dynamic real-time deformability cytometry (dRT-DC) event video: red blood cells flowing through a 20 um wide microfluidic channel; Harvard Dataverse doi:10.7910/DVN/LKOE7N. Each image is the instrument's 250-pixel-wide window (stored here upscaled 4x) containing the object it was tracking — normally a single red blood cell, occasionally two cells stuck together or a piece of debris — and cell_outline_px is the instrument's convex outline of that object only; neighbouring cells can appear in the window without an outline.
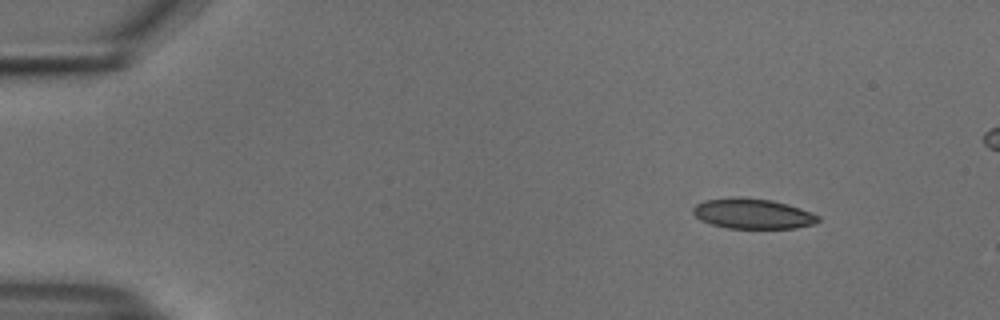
{"species": "common noctule bat (a hibernating species)", "species_latin": "Nyctalus noctula", "temperature_condition": "cold", "stored_images_in_passage": 47, "camera_frame_rate_fps": 3000, "um_per_image_px": 0.085, "animal": {"sex": "male", "body_mass_g": 18.8}, "frame": {"image": 1, "passage_image": 1, "time_ms": 0.0, "image_size_px": [1000, 320], "cell_outline_px": [[820, 220], [816, 224], [796, 228], [728, 228], [712, 224], [700, 220], [692, 212], [692, 208], [696, 204], [704, 200], [732, 196], [740, 196], [772, 200], [788, 204], [812, 212], [820, 216]], "centroid_in_image_um": [63.99, 18.15], "position_along_channel_um": 21.0, "area_um2": 22.37}}
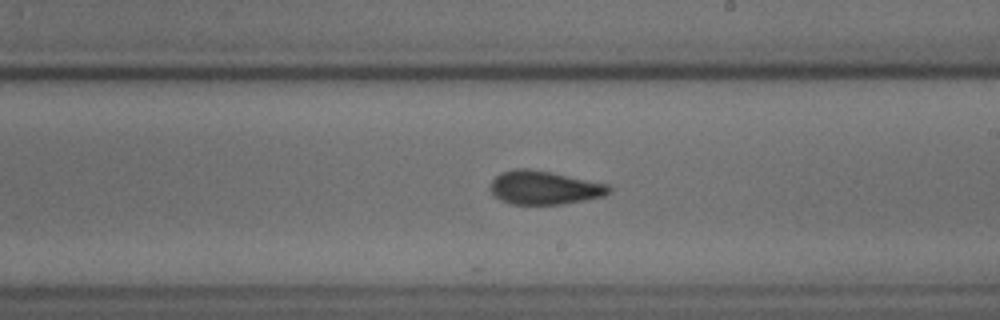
{"frame": {"image": 2, "passage_image": 26, "time_ms": 8.333, "image_size_px": [1000, 320], "cell_outline_px": [[612, 192], [604, 196], [584, 200], [560, 204], [512, 204], [500, 200], [492, 196], [488, 188], [488, 184], [500, 172], [512, 168], [528, 168], [552, 172], [608, 184], [612, 188]], "centroid_in_image_um": [46.21, 15.94], "position_along_channel_um": 242.8, "area_um2": 23.64}}
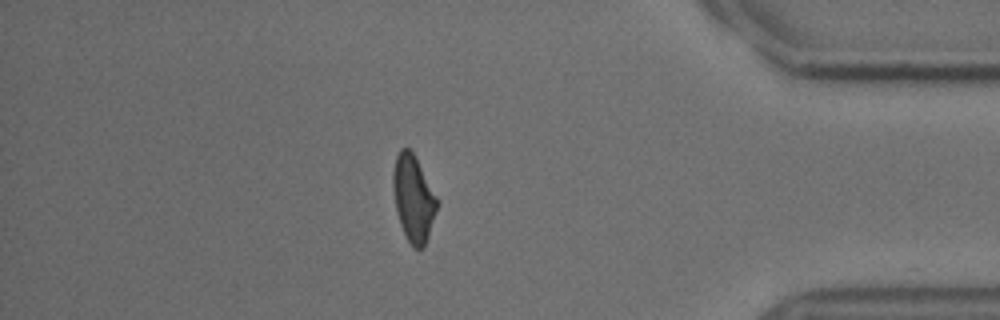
{"frame": {"image": 3, "passage_image": 41, "time_ms": 13.333, "image_size_px": [1000, 320], "cell_outline_px": [[440, 200], [424, 248], [412, 248], [400, 224], [396, 212], [392, 184], [392, 172], [396, 156], [400, 148], [408, 148], [416, 156]], "centroid_in_image_um": [35.15, 16.83], "position_along_channel_um": 400.1, "area_um2": 22.54}}